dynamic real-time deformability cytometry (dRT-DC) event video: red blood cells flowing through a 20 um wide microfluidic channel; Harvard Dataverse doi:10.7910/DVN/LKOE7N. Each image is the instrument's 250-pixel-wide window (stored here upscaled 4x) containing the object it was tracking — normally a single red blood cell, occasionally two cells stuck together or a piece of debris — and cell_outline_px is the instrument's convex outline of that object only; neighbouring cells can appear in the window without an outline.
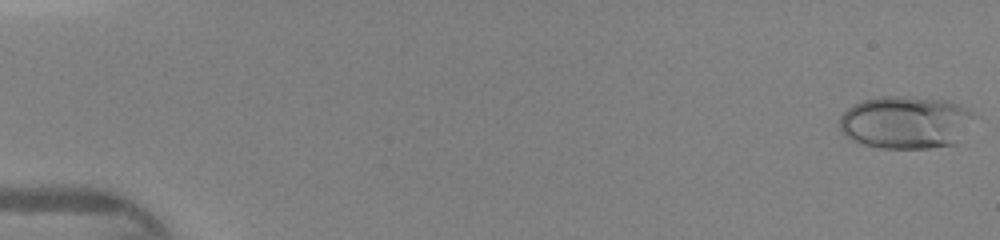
{"species": "human", "species_latin": "Homo sapiens", "temperature_condition": "warm", "stored_images_in_passage": 46, "camera_frame_rate_fps": 3000, "um_per_image_px": 0.085, "donor": {"sex": "female"}, "frame": {"image": 1, "passage_image": 1, "time_ms": 0.0, "image_size_px": [1000, 240], "cell_outline_px": [[972, 112], [956, 144], [928, 148], [880, 148], [864, 144], [852, 140], [844, 136], [840, 132], [840, 116], [852, 104], [864, 100], [880, 96], [908, 96], [952, 100], [968, 108]], "centroid_in_image_um": [76.9, 10.38], "position_along_channel_um": 8.1, "area_um2": 41.21}}
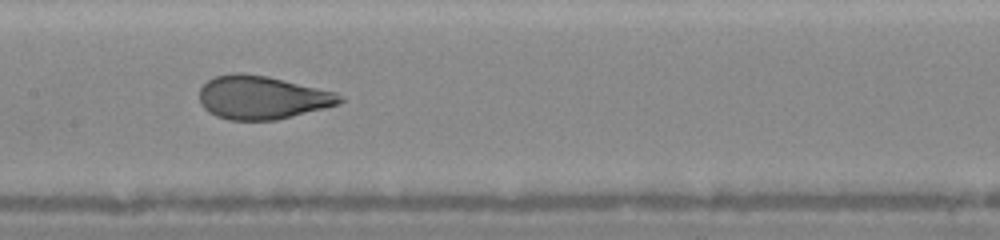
{"frame": {"image": 2, "passage_image": 24, "time_ms": 7.667, "image_size_px": [1000, 240], "cell_outline_px": [[344, 100], [340, 104], [276, 120], [228, 120], [216, 116], [208, 112], [200, 104], [200, 88], [208, 80], [216, 76], [232, 72], [240, 72], [268, 76], [336, 92], [344, 96]], "centroid_in_image_um": [22.28, 8.28], "position_along_channel_um": 185.1, "area_um2": 35.66}}
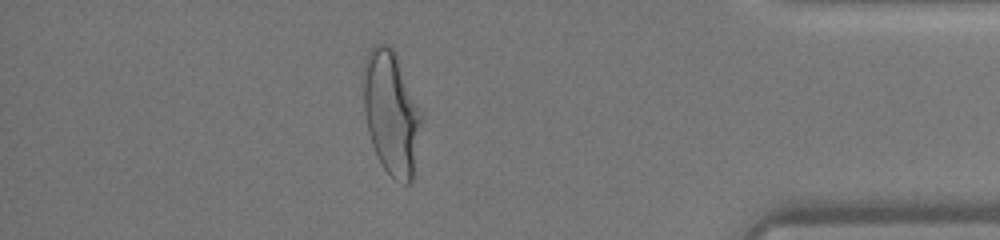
{"frame": {"image": 3, "passage_image": 41, "time_ms": 13.333, "image_size_px": [1000, 240], "cell_outline_px": [[420, 124], [412, 180], [408, 184], [404, 184], [396, 180], [380, 164], [372, 144], [368, 132], [364, 116], [364, 60], [368, 52], [376, 44], [388, 44], [396, 52], [420, 112]], "centroid_in_image_um": [33.22, 9.58], "position_along_channel_um": 402.0, "area_um2": 41.04}}